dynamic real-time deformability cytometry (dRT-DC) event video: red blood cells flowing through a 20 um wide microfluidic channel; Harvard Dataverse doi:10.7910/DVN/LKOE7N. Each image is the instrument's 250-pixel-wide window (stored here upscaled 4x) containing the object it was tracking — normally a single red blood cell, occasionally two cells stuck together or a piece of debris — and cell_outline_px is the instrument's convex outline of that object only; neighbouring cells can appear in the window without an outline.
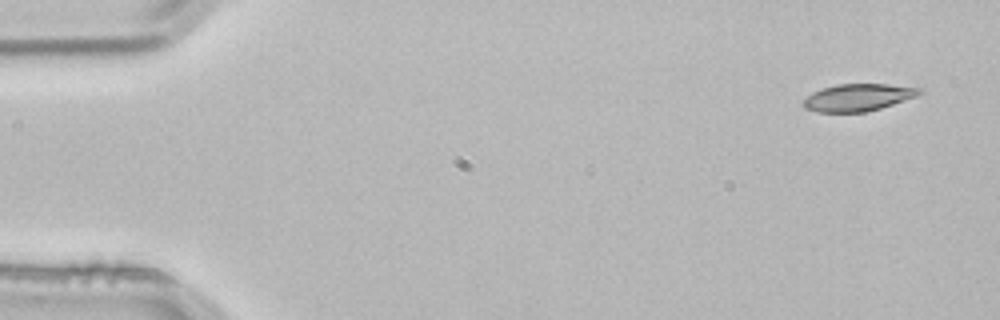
{"species": "common noctule bat (a hibernating species)", "species_latin": "Nyctalus noctula", "temperature_condition": "room temperature", "stored_images_in_passage": 3, "camera_frame_rate_fps": 3000, "um_per_image_px": 0.085, "animal": {"sex": "male", "body_mass_g": 21.5, "forearm_length_mm": 52.0}, "frame": {"image": 1, "passage_image": 1, "time_ms": 0.0, "image_size_px": [1000, 320], "cell_outline_px": [[924, 92], [916, 96], [880, 108], [864, 112], [816, 112], [804, 108], [804, 100], [812, 92], [820, 88], [836, 84], [888, 84], [924, 88]], "centroid_in_image_um": [72.94, 8.27], "position_along_channel_um": 12.1, "area_um2": 18.44}}